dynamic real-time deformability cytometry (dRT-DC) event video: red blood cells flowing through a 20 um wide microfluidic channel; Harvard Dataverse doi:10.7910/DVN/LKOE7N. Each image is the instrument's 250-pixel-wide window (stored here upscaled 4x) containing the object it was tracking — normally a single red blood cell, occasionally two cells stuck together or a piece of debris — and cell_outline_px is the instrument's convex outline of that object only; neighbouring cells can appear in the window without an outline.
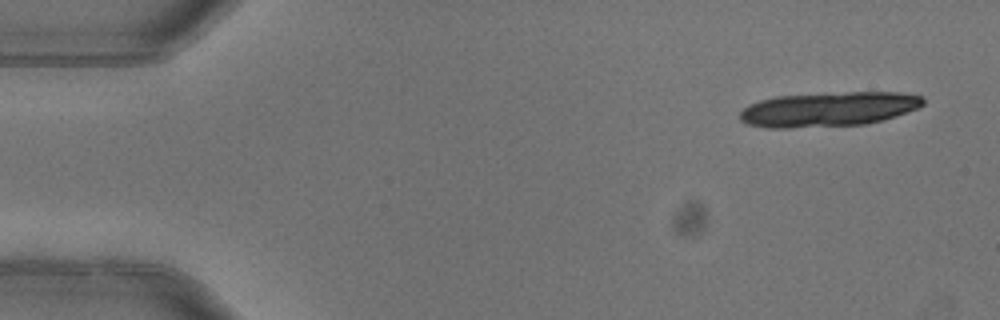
{"species": "common noctule bat (a hibernating species)", "species_latin": "Nyctalus noctula", "temperature_condition": "warm", "stored_images_in_passage": 5, "camera_frame_rate_fps": 3000, "um_per_image_px": 0.085, "animal": {"sex": "female"}, "frame": {"image": 1, "passage_image": 1, "time_ms": 0.0, "image_size_px": [1000, 320], "cell_outline_px": [[924, 104], [916, 108], [896, 116], [884, 120], [864, 124], [788, 128], [764, 128], [748, 124], [740, 120], [740, 112], [748, 104], [760, 100], [776, 96], [848, 92], [900, 92], [924, 96]], "centroid_in_image_um": [70.42, 9.28], "position_along_channel_um": 14.6, "area_um2": 36.99}}